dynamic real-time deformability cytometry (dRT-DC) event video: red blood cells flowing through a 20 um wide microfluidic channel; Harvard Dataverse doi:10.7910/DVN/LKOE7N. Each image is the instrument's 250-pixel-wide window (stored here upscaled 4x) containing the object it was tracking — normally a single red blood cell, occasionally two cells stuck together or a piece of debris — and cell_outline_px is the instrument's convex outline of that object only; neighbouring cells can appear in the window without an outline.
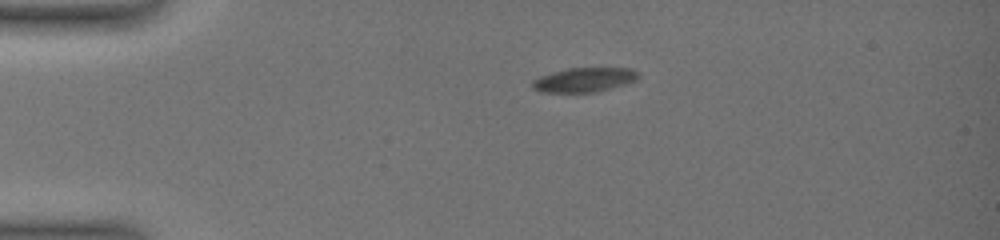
{"species": "common noctule bat (a hibernating species)", "species_latin": "Nyctalus noctula", "temperature_condition": "warm", "stored_images_in_passage": 49, "camera_frame_rate_fps": 3000, "um_per_image_px": 0.085, "animal": {"sex": "female", "body_mass_g": 19.0, "forearm_length_mm": 51.5}, "frame": {"image": 1, "passage_image": 1, "time_ms": 0.0, "image_size_px": [1000, 240], "cell_outline_px": [[640, 76], [636, 80], [624, 84], [596, 92], [540, 92], [532, 88], [532, 80], [540, 76], [552, 72], [568, 68], [632, 68]], "centroid_in_image_um": [49.63, 6.78], "position_along_channel_um": 35.4, "area_um2": 14.97}}
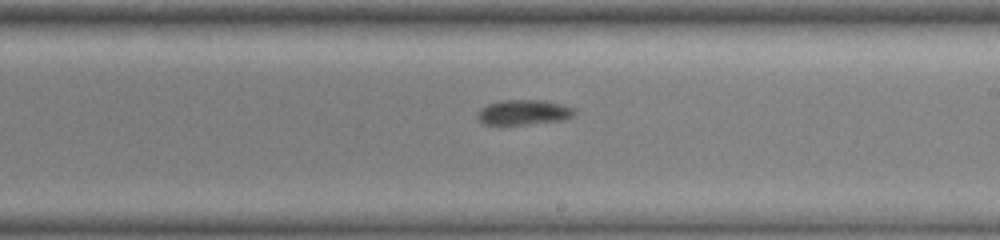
{"frame": {"image": 2, "passage_image": 17, "time_ms": 7.333, "image_size_px": [1000, 240], "cell_outline_px": [[576, 116], [564, 120], [524, 124], [488, 124], [480, 120], [476, 116], [476, 112], [480, 108], [488, 104], [500, 100], [544, 100], [564, 104], [576, 108]], "centroid_in_image_um": [44.58, 9.53], "position_along_channel_um": 244.4, "area_um2": 14.33}}
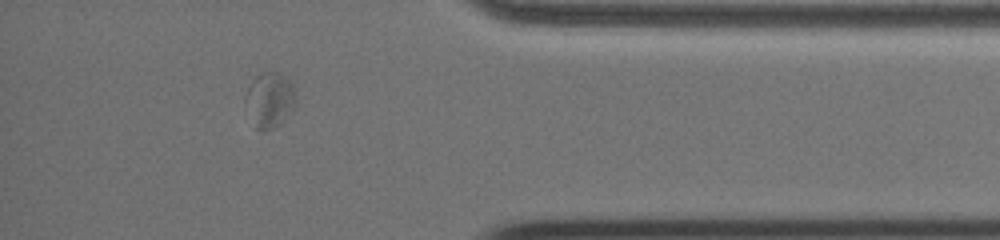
{"frame": {"image": 3, "passage_image": 40, "time_ms": 12.333, "image_size_px": [1000, 240], "cell_outline_px": [[296, 104], [272, 128], [256, 128], [244, 104], [244, 96], [252, 80], [260, 72], [280, 72], [288, 76], [292, 84], [296, 96]], "centroid_in_image_um": [22.9, 8.39], "position_along_channel_um": 412.3, "area_um2": 15.9}, "authors_computed_cell_mechanics": {"area_um2": 15.317, "velocity_mm_per_s": 3.5871, "shape_relaxation_time_tau1_ms": null, "shape_relaxation_time_tau2_ms": 3.112, "deformation_change_tau1": null, "deformation_change_tau2": 0.044}}